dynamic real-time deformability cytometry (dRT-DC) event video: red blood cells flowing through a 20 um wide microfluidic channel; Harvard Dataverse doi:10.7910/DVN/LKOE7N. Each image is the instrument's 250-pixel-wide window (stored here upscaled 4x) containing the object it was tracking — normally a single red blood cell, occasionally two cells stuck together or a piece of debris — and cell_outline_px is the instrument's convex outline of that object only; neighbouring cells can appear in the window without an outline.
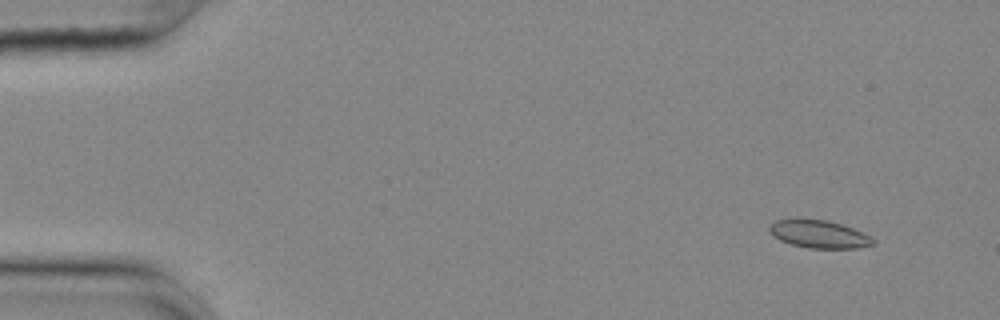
{"species": "common noctule bat (a hibernating species)", "species_latin": "Nyctalus noctula", "temperature_condition": "cold", "stored_images_in_passage": 56, "camera_frame_rate_fps": 3000, "um_per_image_px": 0.085, "animal": {"sex": "female", "body_mass_g": 25.1}, "frame": {"image": 1, "passage_image": 5, "time_ms": 1.333, "image_size_px": [1000, 320], "cell_outline_px": [[876, 244], [856, 248], [808, 248], [792, 244], [780, 240], [772, 236], [768, 232], [768, 228], [776, 220], [828, 220], [852, 228], [876, 240]], "centroid_in_image_um": [69.61, 19.92], "position_along_channel_um": 15.4, "area_um2": 16.47}}
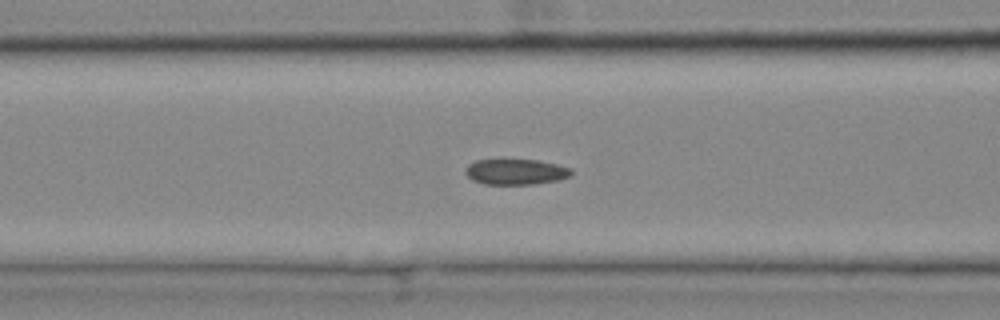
{"frame": {"image": 2, "passage_image": 23, "time_ms": 7.333, "image_size_px": [1000, 320], "cell_outline_px": [[572, 176], [560, 180], [536, 184], [484, 184], [472, 180], [464, 172], [464, 168], [468, 164], [476, 160], [500, 156], [536, 160], [556, 164], [572, 168]], "centroid_in_image_um": [43.8, 14.55], "position_along_channel_um": 122.8, "area_um2": 16.82}}
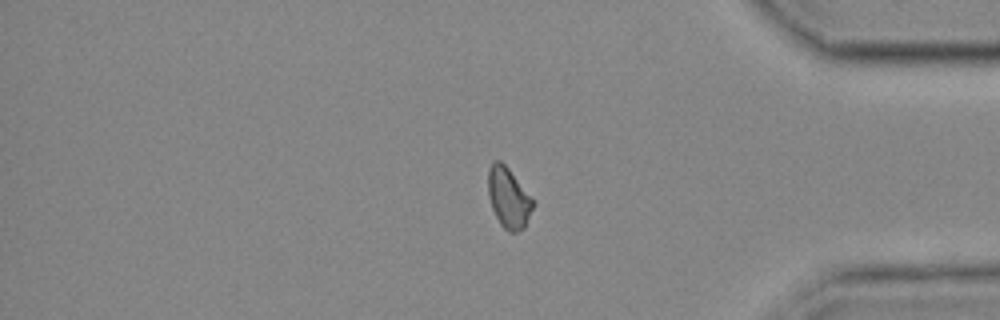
{"frame": {"image": 3, "passage_image": 47, "time_ms": 15.333, "image_size_px": [1000, 320], "cell_outline_px": [[536, 204], [524, 228], [516, 232], [508, 232], [500, 224], [492, 208], [488, 196], [488, 168], [492, 160], [500, 160], [508, 168]], "centroid_in_image_um": [43.22, 16.82], "position_along_channel_um": 392.0, "area_um2": 15.84}, "authors_computed_cell_mechanics": {"area_um2": 16.2129, "velocity_mm_per_s": 3.6306, "shape_relaxation_time_tau1_ms": null, "shape_relaxation_time_tau2_ms": 5.1695, "deformation_change_tau1": null, "deformation_change_tau2": 0.1028}}